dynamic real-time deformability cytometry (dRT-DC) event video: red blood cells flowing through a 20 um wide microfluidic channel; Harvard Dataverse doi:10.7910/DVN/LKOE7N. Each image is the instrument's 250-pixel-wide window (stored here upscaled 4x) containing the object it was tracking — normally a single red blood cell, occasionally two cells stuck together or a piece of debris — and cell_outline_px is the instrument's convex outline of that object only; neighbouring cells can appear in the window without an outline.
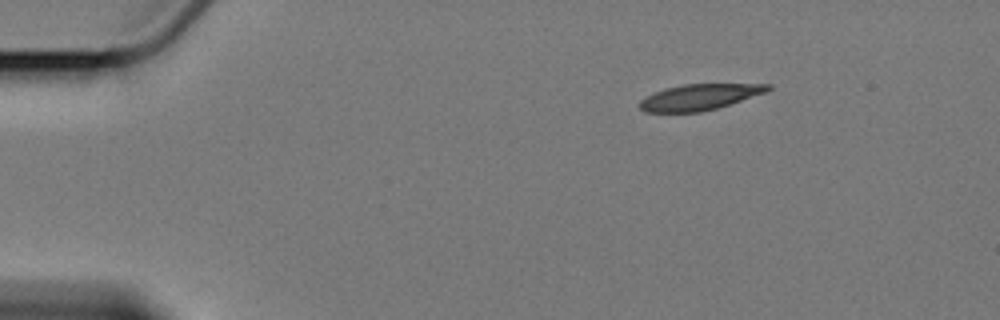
{"species": "Egyptian fruit bat (a non-hibernating species)", "species_latin": "Rousettus aegyptiacus", "temperature_condition": "cold", "stored_images_in_passage": 10, "camera_frame_rate_fps": 3000, "um_per_image_px": 0.085, "animal": {"sex": "female"}, "frame": {"image": 1, "passage_image": 1, "time_ms": 0.0, "image_size_px": [1000, 320], "cell_outline_px": [[772, 88], [764, 92], [716, 108], [700, 112], [644, 112], [640, 108], [640, 100], [664, 88], [684, 84], [772, 84]], "centroid_in_image_um": [59.42, 8.25], "position_along_channel_um": 25.6, "area_um2": 18.96}}
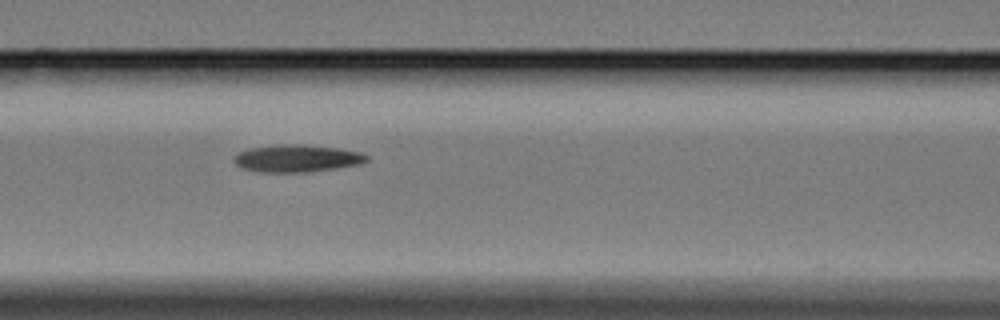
{"frame": {"image": 2, "passage_image": 6, "time_ms": 5.667, "image_size_px": [1000, 320], "cell_outline_px": [[368, 160], [360, 164], [336, 168], [308, 172], [256, 172], [240, 168], [232, 160], [232, 156], [236, 152], [248, 148], [280, 144], [300, 144], [340, 148], [360, 152], [368, 156]], "centroid_in_image_um": [25.16, 13.46], "position_along_channel_um": 141.4, "area_um2": 21.5}}
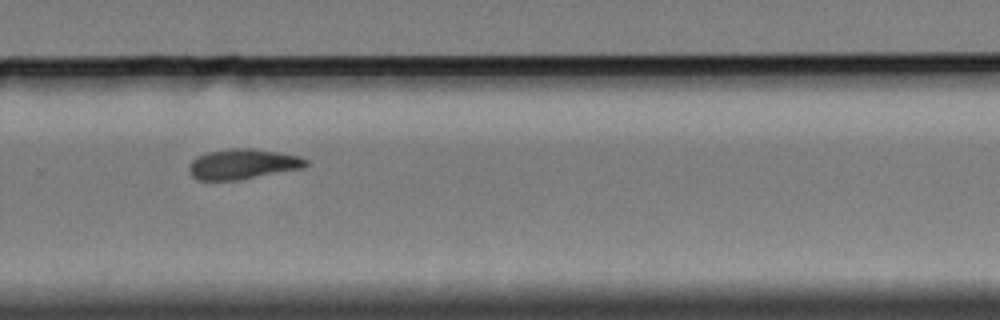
{"frame": {"image": 3, "passage_image": 10, "time_ms": 10.667, "image_size_px": [1000, 320], "cell_outline_px": [[308, 164], [304, 168], [240, 180], [196, 180], [188, 172], [188, 164], [196, 156], [208, 152], [232, 148], [248, 148], [280, 152], [300, 156], [308, 160]], "centroid_in_image_um": [20.63, 13.95], "position_along_channel_um": 309.2, "area_um2": 20.87}}